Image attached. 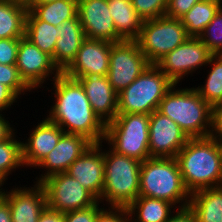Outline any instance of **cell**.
Instances as JSON below:
<instances>
[{
    "label": "cell",
    "mask_w": 222,
    "mask_h": 222,
    "mask_svg": "<svg viewBox=\"0 0 222 222\" xmlns=\"http://www.w3.org/2000/svg\"><path fill=\"white\" fill-rule=\"evenodd\" d=\"M175 158L190 194L222 184L221 144L210 136L189 138Z\"/></svg>",
    "instance_id": "obj_2"
},
{
    "label": "cell",
    "mask_w": 222,
    "mask_h": 222,
    "mask_svg": "<svg viewBox=\"0 0 222 222\" xmlns=\"http://www.w3.org/2000/svg\"><path fill=\"white\" fill-rule=\"evenodd\" d=\"M15 137L16 132L0 142V179L4 183L12 172L25 167L22 159V141Z\"/></svg>",
    "instance_id": "obj_30"
},
{
    "label": "cell",
    "mask_w": 222,
    "mask_h": 222,
    "mask_svg": "<svg viewBox=\"0 0 222 222\" xmlns=\"http://www.w3.org/2000/svg\"><path fill=\"white\" fill-rule=\"evenodd\" d=\"M189 37L180 19L162 16L144 20L136 42L148 61L155 64Z\"/></svg>",
    "instance_id": "obj_8"
},
{
    "label": "cell",
    "mask_w": 222,
    "mask_h": 222,
    "mask_svg": "<svg viewBox=\"0 0 222 222\" xmlns=\"http://www.w3.org/2000/svg\"><path fill=\"white\" fill-rule=\"evenodd\" d=\"M117 34L123 40H136L143 26V18L135 11L132 0H108Z\"/></svg>",
    "instance_id": "obj_22"
},
{
    "label": "cell",
    "mask_w": 222,
    "mask_h": 222,
    "mask_svg": "<svg viewBox=\"0 0 222 222\" xmlns=\"http://www.w3.org/2000/svg\"><path fill=\"white\" fill-rule=\"evenodd\" d=\"M139 196L165 200L177 209L188 207L191 194L176 158L150 157L141 163Z\"/></svg>",
    "instance_id": "obj_4"
},
{
    "label": "cell",
    "mask_w": 222,
    "mask_h": 222,
    "mask_svg": "<svg viewBox=\"0 0 222 222\" xmlns=\"http://www.w3.org/2000/svg\"><path fill=\"white\" fill-rule=\"evenodd\" d=\"M78 17L86 38L119 42L107 0H78Z\"/></svg>",
    "instance_id": "obj_16"
},
{
    "label": "cell",
    "mask_w": 222,
    "mask_h": 222,
    "mask_svg": "<svg viewBox=\"0 0 222 222\" xmlns=\"http://www.w3.org/2000/svg\"><path fill=\"white\" fill-rule=\"evenodd\" d=\"M20 77L32 89L45 88L47 80L53 81L61 72L51 56L41 51L25 36L19 40L16 64ZM51 77V78H50Z\"/></svg>",
    "instance_id": "obj_12"
},
{
    "label": "cell",
    "mask_w": 222,
    "mask_h": 222,
    "mask_svg": "<svg viewBox=\"0 0 222 222\" xmlns=\"http://www.w3.org/2000/svg\"><path fill=\"white\" fill-rule=\"evenodd\" d=\"M92 144L82 135L64 133L54 149L34 168L38 167L45 171L39 177L36 176L34 183H41L51 175L66 172Z\"/></svg>",
    "instance_id": "obj_14"
},
{
    "label": "cell",
    "mask_w": 222,
    "mask_h": 222,
    "mask_svg": "<svg viewBox=\"0 0 222 222\" xmlns=\"http://www.w3.org/2000/svg\"><path fill=\"white\" fill-rule=\"evenodd\" d=\"M58 33L59 27H55L46 21L38 20L30 11H27L25 37L51 57L55 52V44L59 37Z\"/></svg>",
    "instance_id": "obj_26"
},
{
    "label": "cell",
    "mask_w": 222,
    "mask_h": 222,
    "mask_svg": "<svg viewBox=\"0 0 222 222\" xmlns=\"http://www.w3.org/2000/svg\"><path fill=\"white\" fill-rule=\"evenodd\" d=\"M20 38L0 39V64L15 65Z\"/></svg>",
    "instance_id": "obj_34"
},
{
    "label": "cell",
    "mask_w": 222,
    "mask_h": 222,
    "mask_svg": "<svg viewBox=\"0 0 222 222\" xmlns=\"http://www.w3.org/2000/svg\"><path fill=\"white\" fill-rule=\"evenodd\" d=\"M201 0H168L165 16L180 19Z\"/></svg>",
    "instance_id": "obj_37"
},
{
    "label": "cell",
    "mask_w": 222,
    "mask_h": 222,
    "mask_svg": "<svg viewBox=\"0 0 222 222\" xmlns=\"http://www.w3.org/2000/svg\"><path fill=\"white\" fill-rule=\"evenodd\" d=\"M221 7L215 3L201 0L197 2L180 20L190 37H199Z\"/></svg>",
    "instance_id": "obj_28"
},
{
    "label": "cell",
    "mask_w": 222,
    "mask_h": 222,
    "mask_svg": "<svg viewBox=\"0 0 222 222\" xmlns=\"http://www.w3.org/2000/svg\"><path fill=\"white\" fill-rule=\"evenodd\" d=\"M46 193L47 206L67 213L95 205L98 199L66 172L51 175L40 183Z\"/></svg>",
    "instance_id": "obj_11"
},
{
    "label": "cell",
    "mask_w": 222,
    "mask_h": 222,
    "mask_svg": "<svg viewBox=\"0 0 222 222\" xmlns=\"http://www.w3.org/2000/svg\"><path fill=\"white\" fill-rule=\"evenodd\" d=\"M78 0H60L34 6L30 12L38 19L59 27L78 13Z\"/></svg>",
    "instance_id": "obj_27"
},
{
    "label": "cell",
    "mask_w": 222,
    "mask_h": 222,
    "mask_svg": "<svg viewBox=\"0 0 222 222\" xmlns=\"http://www.w3.org/2000/svg\"><path fill=\"white\" fill-rule=\"evenodd\" d=\"M38 222H65V213L46 205L40 214Z\"/></svg>",
    "instance_id": "obj_40"
},
{
    "label": "cell",
    "mask_w": 222,
    "mask_h": 222,
    "mask_svg": "<svg viewBox=\"0 0 222 222\" xmlns=\"http://www.w3.org/2000/svg\"><path fill=\"white\" fill-rule=\"evenodd\" d=\"M174 83L155 64L118 94L117 114H151Z\"/></svg>",
    "instance_id": "obj_6"
},
{
    "label": "cell",
    "mask_w": 222,
    "mask_h": 222,
    "mask_svg": "<svg viewBox=\"0 0 222 222\" xmlns=\"http://www.w3.org/2000/svg\"><path fill=\"white\" fill-rule=\"evenodd\" d=\"M22 141V159L27 168L36 167L58 144L65 133L57 124L42 118Z\"/></svg>",
    "instance_id": "obj_19"
},
{
    "label": "cell",
    "mask_w": 222,
    "mask_h": 222,
    "mask_svg": "<svg viewBox=\"0 0 222 222\" xmlns=\"http://www.w3.org/2000/svg\"><path fill=\"white\" fill-rule=\"evenodd\" d=\"M51 84L55 100L46 118L65 133L82 135L93 144L104 142L106 124L93 111L81 83L60 73Z\"/></svg>",
    "instance_id": "obj_1"
},
{
    "label": "cell",
    "mask_w": 222,
    "mask_h": 222,
    "mask_svg": "<svg viewBox=\"0 0 222 222\" xmlns=\"http://www.w3.org/2000/svg\"><path fill=\"white\" fill-rule=\"evenodd\" d=\"M111 47L110 41L86 38L74 60L62 73L76 80L94 73L107 75Z\"/></svg>",
    "instance_id": "obj_15"
},
{
    "label": "cell",
    "mask_w": 222,
    "mask_h": 222,
    "mask_svg": "<svg viewBox=\"0 0 222 222\" xmlns=\"http://www.w3.org/2000/svg\"><path fill=\"white\" fill-rule=\"evenodd\" d=\"M168 0H132L135 11L143 20L165 16Z\"/></svg>",
    "instance_id": "obj_33"
},
{
    "label": "cell",
    "mask_w": 222,
    "mask_h": 222,
    "mask_svg": "<svg viewBox=\"0 0 222 222\" xmlns=\"http://www.w3.org/2000/svg\"><path fill=\"white\" fill-rule=\"evenodd\" d=\"M19 97L6 85L0 83V113H5L18 102Z\"/></svg>",
    "instance_id": "obj_39"
},
{
    "label": "cell",
    "mask_w": 222,
    "mask_h": 222,
    "mask_svg": "<svg viewBox=\"0 0 222 222\" xmlns=\"http://www.w3.org/2000/svg\"><path fill=\"white\" fill-rule=\"evenodd\" d=\"M207 66H211L204 85L194 87L199 95L211 106L222 103V54H213Z\"/></svg>",
    "instance_id": "obj_29"
},
{
    "label": "cell",
    "mask_w": 222,
    "mask_h": 222,
    "mask_svg": "<svg viewBox=\"0 0 222 222\" xmlns=\"http://www.w3.org/2000/svg\"><path fill=\"white\" fill-rule=\"evenodd\" d=\"M4 184H7V183H4L1 179H0V197L3 196V192H4V189L2 188V186H4Z\"/></svg>",
    "instance_id": "obj_45"
},
{
    "label": "cell",
    "mask_w": 222,
    "mask_h": 222,
    "mask_svg": "<svg viewBox=\"0 0 222 222\" xmlns=\"http://www.w3.org/2000/svg\"><path fill=\"white\" fill-rule=\"evenodd\" d=\"M58 36L55 52L51 58L62 73L74 60L80 46L86 39L78 14L59 26Z\"/></svg>",
    "instance_id": "obj_21"
},
{
    "label": "cell",
    "mask_w": 222,
    "mask_h": 222,
    "mask_svg": "<svg viewBox=\"0 0 222 222\" xmlns=\"http://www.w3.org/2000/svg\"><path fill=\"white\" fill-rule=\"evenodd\" d=\"M0 83L9 87L19 98L33 91L20 77L16 65L0 64Z\"/></svg>",
    "instance_id": "obj_32"
},
{
    "label": "cell",
    "mask_w": 222,
    "mask_h": 222,
    "mask_svg": "<svg viewBox=\"0 0 222 222\" xmlns=\"http://www.w3.org/2000/svg\"><path fill=\"white\" fill-rule=\"evenodd\" d=\"M174 84L160 101L157 111L171 118L188 138L210 136L212 107L193 87Z\"/></svg>",
    "instance_id": "obj_3"
},
{
    "label": "cell",
    "mask_w": 222,
    "mask_h": 222,
    "mask_svg": "<svg viewBox=\"0 0 222 222\" xmlns=\"http://www.w3.org/2000/svg\"><path fill=\"white\" fill-rule=\"evenodd\" d=\"M27 7L20 0H0V39L25 36Z\"/></svg>",
    "instance_id": "obj_25"
},
{
    "label": "cell",
    "mask_w": 222,
    "mask_h": 222,
    "mask_svg": "<svg viewBox=\"0 0 222 222\" xmlns=\"http://www.w3.org/2000/svg\"><path fill=\"white\" fill-rule=\"evenodd\" d=\"M94 222H131L128 209L125 207H105Z\"/></svg>",
    "instance_id": "obj_36"
},
{
    "label": "cell",
    "mask_w": 222,
    "mask_h": 222,
    "mask_svg": "<svg viewBox=\"0 0 222 222\" xmlns=\"http://www.w3.org/2000/svg\"><path fill=\"white\" fill-rule=\"evenodd\" d=\"M5 116L6 114L0 113V142L8 139L16 131Z\"/></svg>",
    "instance_id": "obj_42"
},
{
    "label": "cell",
    "mask_w": 222,
    "mask_h": 222,
    "mask_svg": "<svg viewBox=\"0 0 222 222\" xmlns=\"http://www.w3.org/2000/svg\"><path fill=\"white\" fill-rule=\"evenodd\" d=\"M187 135L171 118L157 110L150 114L149 154L150 157H176L188 141Z\"/></svg>",
    "instance_id": "obj_13"
},
{
    "label": "cell",
    "mask_w": 222,
    "mask_h": 222,
    "mask_svg": "<svg viewBox=\"0 0 222 222\" xmlns=\"http://www.w3.org/2000/svg\"><path fill=\"white\" fill-rule=\"evenodd\" d=\"M54 1H60V0H24L23 4L27 7V10L30 11L36 5H42Z\"/></svg>",
    "instance_id": "obj_44"
},
{
    "label": "cell",
    "mask_w": 222,
    "mask_h": 222,
    "mask_svg": "<svg viewBox=\"0 0 222 222\" xmlns=\"http://www.w3.org/2000/svg\"><path fill=\"white\" fill-rule=\"evenodd\" d=\"M107 149L104 150V186L98 201L106 207L127 208L139 196L142 162L117 154L108 146Z\"/></svg>",
    "instance_id": "obj_5"
},
{
    "label": "cell",
    "mask_w": 222,
    "mask_h": 222,
    "mask_svg": "<svg viewBox=\"0 0 222 222\" xmlns=\"http://www.w3.org/2000/svg\"><path fill=\"white\" fill-rule=\"evenodd\" d=\"M0 222H12L9 202L3 196L0 197Z\"/></svg>",
    "instance_id": "obj_43"
},
{
    "label": "cell",
    "mask_w": 222,
    "mask_h": 222,
    "mask_svg": "<svg viewBox=\"0 0 222 222\" xmlns=\"http://www.w3.org/2000/svg\"><path fill=\"white\" fill-rule=\"evenodd\" d=\"M210 137L222 144V106L220 104L212 107Z\"/></svg>",
    "instance_id": "obj_38"
},
{
    "label": "cell",
    "mask_w": 222,
    "mask_h": 222,
    "mask_svg": "<svg viewBox=\"0 0 222 222\" xmlns=\"http://www.w3.org/2000/svg\"><path fill=\"white\" fill-rule=\"evenodd\" d=\"M83 86L86 96L98 117L107 124L117 115V97L107 75L88 74L77 79Z\"/></svg>",
    "instance_id": "obj_20"
},
{
    "label": "cell",
    "mask_w": 222,
    "mask_h": 222,
    "mask_svg": "<svg viewBox=\"0 0 222 222\" xmlns=\"http://www.w3.org/2000/svg\"><path fill=\"white\" fill-rule=\"evenodd\" d=\"M199 38L213 54H222V7Z\"/></svg>",
    "instance_id": "obj_31"
},
{
    "label": "cell",
    "mask_w": 222,
    "mask_h": 222,
    "mask_svg": "<svg viewBox=\"0 0 222 222\" xmlns=\"http://www.w3.org/2000/svg\"><path fill=\"white\" fill-rule=\"evenodd\" d=\"M98 201L95 205L65 213V222H94L96 216L105 208L104 205Z\"/></svg>",
    "instance_id": "obj_35"
},
{
    "label": "cell",
    "mask_w": 222,
    "mask_h": 222,
    "mask_svg": "<svg viewBox=\"0 0 222 222\" xmlns=\"http://www.w3.org/2000/svg\"><path fill=\"white\" fill-rule=\"evenodd\" d=\"M149 114H117L106 124L105 140L117 154L143 162L149 154ZM106 141V142H105Z\"/></svg>",
    "instance_id": "obj_7"
},
{
    "label": "cell",
    "mask_w": 222,
    "mask_h": 222,
    "mask_svg": "<svg viewBox=\"0 0 222 222\" xmlns=\"http://www.w3.org/2000/svg\"><path fill=\"white\" fill-rule=\"evenodd\" d=\"M16 186L3 192V197L9 202L12 222H38L47 205L44 187L40 183L33 184V187Z\"/></svg>",
    "instance_id": "obj_18"
},
{
    "label": "cell",
    "mask_w": 222,
    "mask_h": 222,
    "mask_svg": "<svg viewBox=\"0 0 222 222\" xmlns=\"http://www.w3.org/2000/svg\"><path fill=\"white\" fill-rule=\"evenodd\" d=\"M188 208L197 222H222V188L212 187L192 193Z\"/></svg>",
    "instance_id": "obj_23"
},
{
    "label": "cell",
    "mask_w": 222,
    "mask_h": 222,
    "mask_svg": "<svg viewBox=\"0 0 222 222\" xmlns=\"http://www.w3.org/2000/svg\"><path fill=\"white\" fill-rule=\"evenodd\" d=\"M167 222H197V219L192 211L186 207L182 209H176L175 213H173Z\"/></svg>",
    "instance_id": "obj_41"
},
{
    "label": "cell",
    "mask_w": 222,
    "mask_h": 222,
    "mask_svg": "<svg viewBox=\"0 0 222 222\" xmlns=\"http://www.w3.org/2000/svg\"><path fill=\"white\" fill-rule=\"evenodd\" d=\"M213 53L199 37H189L184 43L164 55L155 65L166 74L174 84H182V79L209 63ZM191 73V74H190ZM189 74V75H188Z\"/></svg>",
    "instance_id": "obj_10"
},
{
    "label": "cell",
    "mask_w": 222,
    "mask_h": 222,
    "mask_svg": "<svg viewBox=\"0 0 222 222\" xmlns=\"http://www.w3.org/2000/svg\"><path fill=\"white\" fill-rule=\"evenodd\" d=\"M103 142L92 144L66 171L98 200L104 186V149Z\"/></svg>",
    "instance_id": "obj_17"
},
{
    "label": "cell",
    "mask_w": 222,
    "mask_h": 222,
    "mask_svg": "<svg viewBox=\"0 0 222 222\" xmlns=\"http://www.w3.org/2000/svg\"><path fill=\"white\" fill-rule=\"evenodd\" d=\"M151 63L140 50L136 40L112 42L108 81L119 94L142 74Z\"/></svg>",
    "instance_id": "obj_9"
},
{
    "label": "cell",
    "mask_w": 222,
    "mask_h": 222,
    "mask_svg": "<svg viewBox=\"0 0 222 222\" xmlns=\"http://www.w3.org/2000/svg\"><path fill=\"white\" fill-rule=\"evenodd\" d=\"M206 1L215 3V4L219 5L220 7H222V0H206Z\"/></svg>",
    "instance_id": "obj_46"
},
{
    "label": "cell",
    "mask_w": 222,
    "mask_h": 222,
    "mask_svg": "<svg viewBox=\"0 0 222 222\" xmlns=\"http://www.w3.org/2000/svg\"><path fill=\"white\" fill-rule=\"evenodd\" d=\"M127 209L131 222H167L177 208L165 200L138 196Z\"/></svg>",
    "instance_id": "obj_24"
}]
</instances>
